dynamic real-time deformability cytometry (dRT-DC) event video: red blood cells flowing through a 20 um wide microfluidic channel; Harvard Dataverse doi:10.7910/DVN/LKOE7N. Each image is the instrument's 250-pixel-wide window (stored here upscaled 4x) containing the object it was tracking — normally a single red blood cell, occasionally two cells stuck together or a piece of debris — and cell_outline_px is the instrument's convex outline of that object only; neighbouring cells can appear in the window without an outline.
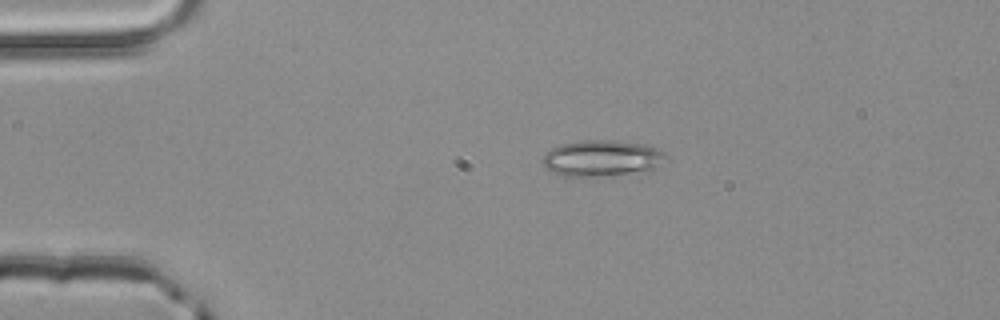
{"species": "common noctule bat (a hibernating species)", "species_latin": "Nyctalus noctula", "temperature_condition": "room temperature", "stored_images_in_passage": 43, "camera_frame_rate_fps": 3000, "um_per_image_px": 0.085, "animal": {"sex": "male", "body_mass_g": 20.4}, "frame": {"image": 1, "passage_image": 2, "time_ms": 0.333, "image_size_px": [1000, 320], "cell_outline_px": [[672, 160], [652, 168], [592, 180], [588, 180], [564, 176], [548, 168], [544, 164], [544, 152], [560, 144], [584, 140], [616, 140], [644, 144], [660, 148], [668, 152]], "centroid_in_image_um": [51.24, 13.47], "position_along_channel_um": 33.8, "area_um2": 26.99}}
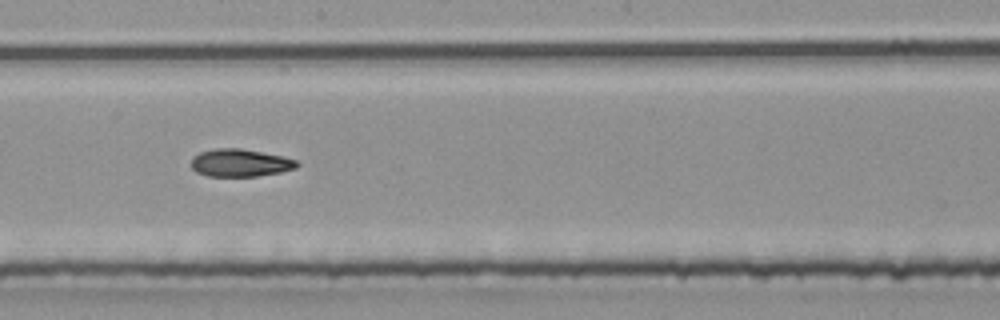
{"frame": {"image": 2, "passage_image": 20, "time_ms": 6.333, "image_size_px": [1000, 320], "cell_outline_px": [[300, 164], [296, 168], [280, 172], [256, 176], [208, 176], [196, 172], [192, 168], [192, 156], [200, 152], [216, 148], [240, 148], [284, 156], [296, 160]], "centroid_in_image_um": [20.42, 13.84], "position_along_channel_um": 227.8, "area_um2": 17.05}}
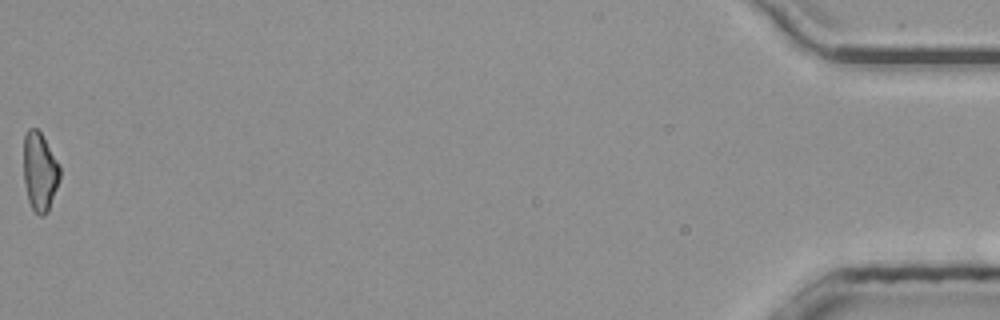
{"frame": {"image": 3, "passage_image": 43, "time_ms": 14.0, "image_size_px": [1000, 320], "cell_outline_px": [[60, 180], [48, 212], [44, 216], [40, 216], [32, 208], [28, 200], [24, 184], [24, 136], [28, 128], [36, 128], [40, 132], [56, 160], [60, 168]], "centroid_in_image_um": [3.37, 14.63], "position_along_channel_um": 431.8, "area_um2": 16.53}, "authors_computed_cell_mechanics": {"area_um2": 17.051, "velocity_mm_per_s": 4.0587, "shape_relaxation_time_tau1_ms": null, "shape_relaxation_time_tau2_ms": 9.3981, "deformation_change_tau1": null, "deformation_change_tau2": 0.1935}}